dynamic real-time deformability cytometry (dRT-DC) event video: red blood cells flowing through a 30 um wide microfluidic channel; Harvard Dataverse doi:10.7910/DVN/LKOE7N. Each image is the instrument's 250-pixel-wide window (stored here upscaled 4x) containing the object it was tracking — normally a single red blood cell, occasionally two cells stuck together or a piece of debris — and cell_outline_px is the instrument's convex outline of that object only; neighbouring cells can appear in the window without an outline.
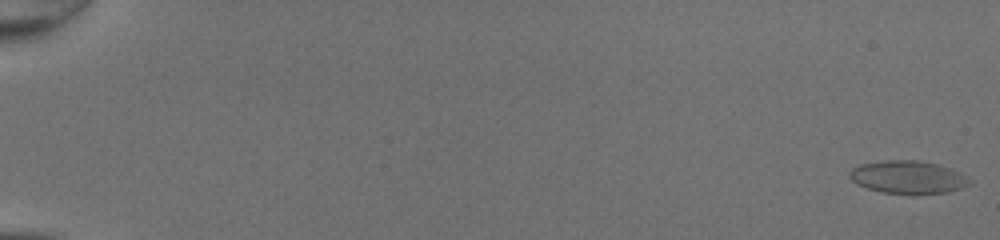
{"species": "common noctule bat (a hibernating species)", "species_latin": "Nyctalus noctula", "temperature_condition": "room temperature", "stored_images_in_passage": 51, "camera_frame_rate_fps": 3000, "um_per_image_px": 0.085, "animal": {"sex": "female", "body_mass_g": 20.0, "forearm_length_mm": 54.0}, "frame": {"image": 1, "passage_image": 1, "time_ms": 0.0, "image_size_px": [1000, 240], "cell_outline_px": [[972, 184], [964, 188], [948, 192], [884, 192], [868, 188], [856, 184], [848, 176], [848, 172], [852, 168], [860, 164], [884, 160], [920, 160], [952, 168], [968, 176], [972, 180]], "centroid_in_image_um": [77.21, 15.03], "position_along_channel_um": 7.8, "area_um2": 22.83}}
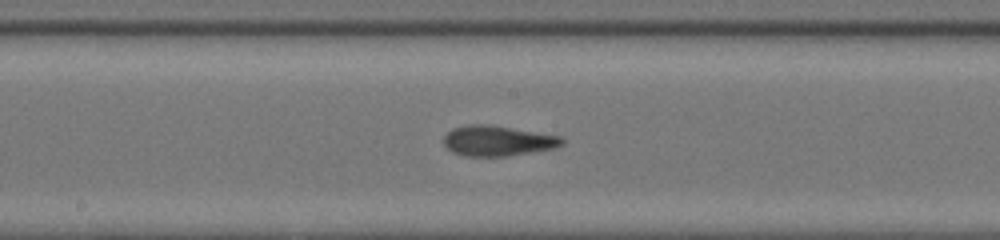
{"frame": {"image": 2, "passage_image": 30, "time_ms": 9.667, "image_size_px": [1000, 240], "cell_outline_px": [[564, 144], [556, 148], [504, 156], [464, 156], [452, 152], [444, 144], [444, 136], [452, 128], [468, 124], [488, 124], [560, 136], [564, 140]], "centroid_in_image_um": [42.28, 11.96], "position_along_channel_um": 205.9, "area_um2": 20.81}}
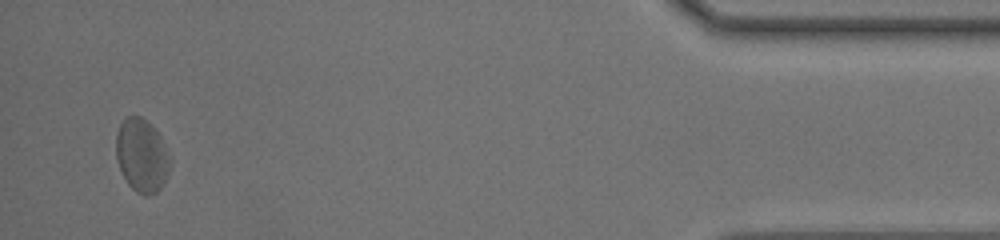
{"frame": {"image": 3, "passage_image": 50, "time_ms": 16.333, "image_size_px": [1000, 240], "cell_outline_px": [[172, 164], [160, 188], [156, 192], [148, 196], [144, 196], [136, 192], [128, 184], [120, 168], [116, 156], [116, 132], [124, 116], [140, 116], [156, 128], [168, 152]], "centroid_in_image_um": [12.05, 13.19], "position_along_channel_um": 423.2, "area_um2": 23.18}, "authors_computed_cell_mechanics": {"area_um2": 21.3282, "velocity_mm_per_s": 4.2359, "shape_relaxation_time_tau1_ms": 4.5889, "shape_relaxation_time_tau2_ms": 2.2161, "deformation_change_tau1": 0.1151, "deformation_change_tau2": 0.1068}}